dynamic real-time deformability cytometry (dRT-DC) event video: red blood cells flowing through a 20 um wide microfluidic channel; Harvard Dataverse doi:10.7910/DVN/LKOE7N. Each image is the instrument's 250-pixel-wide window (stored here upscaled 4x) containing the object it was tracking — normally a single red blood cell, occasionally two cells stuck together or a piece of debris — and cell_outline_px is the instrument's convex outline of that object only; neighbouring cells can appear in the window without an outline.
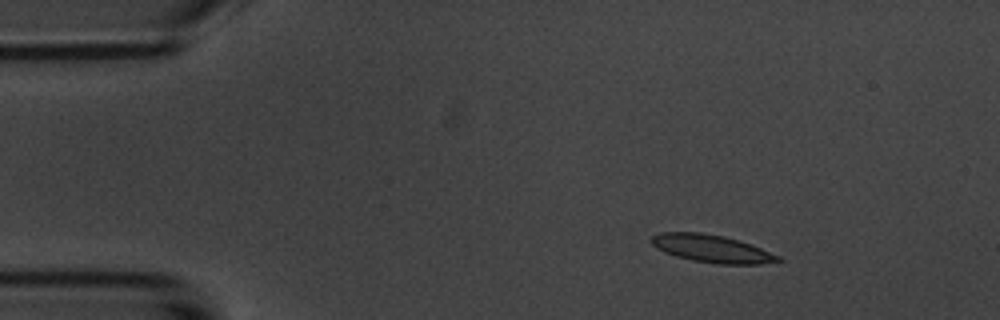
{"species": "common noctule bat (a hibernating species)", "species_latin": "Nyctalus noctula", "temperature_condition": "room temperature", "stored_images_in_passage": 3, "camera_frame_rate_fps": 3000, "um_per_image_px": 0.085, "animal": {"sex": "male", "body_mass_g": 20.1, "forearm_length_mm": 53.5}, "frame": {"image": 1, "passage_image": 1, "time_ms": 0.0, "image_size_px": [1000, 320], "cell_outline_px": [[784, 260], [760, 264], [716, 264], [692, 260], [676, 256], [664, 252], [656, 248], [648, 240], [652, 236], [660, 232], [700, 232], [724, 236], [752, 244], [780, 256]], "centroid_in_image_um": [60.49, 21.13], "position_along_channel_um": 24.5, "area_um2": 20.58}}